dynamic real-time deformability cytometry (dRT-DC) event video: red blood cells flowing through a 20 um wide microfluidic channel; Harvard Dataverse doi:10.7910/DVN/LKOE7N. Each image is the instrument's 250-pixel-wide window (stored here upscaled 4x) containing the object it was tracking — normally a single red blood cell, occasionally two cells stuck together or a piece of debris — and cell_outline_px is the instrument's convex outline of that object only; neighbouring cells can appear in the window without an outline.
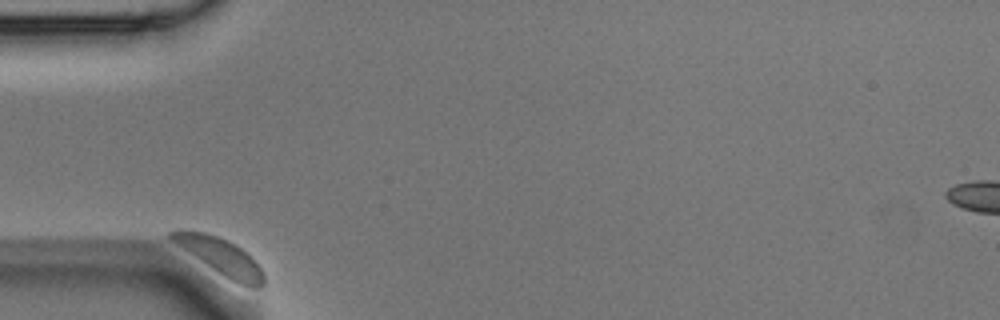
{"species": "Egyptian fruit bat (a non-hibernating species)", "species_latin": "Rousettus aegyptiacus", "temperature_condition": "room temperature", "stored_images_in_passage": 4, "camera_frame_rate_fps": 3000, "um_per_image_px": 0.085, "animal": {"sex": "male"}, "frame": {"image": 1, "passage_image": 1, "time_ms": 0.0, "image_size_px": [1000, 320], "cell_outline_px": [[264, 284], [260, 288], [248, 288], [224, 276], [168, 240], [168, 232], [176, 228], [180, 228], [208, 232], [228, 240], [236, 244], [260, 268], [264, 276]], "centroid_in_image_um": [18.64, 21.75], "position_along_channel_um": 66.4, "area_um2": 19.77}}
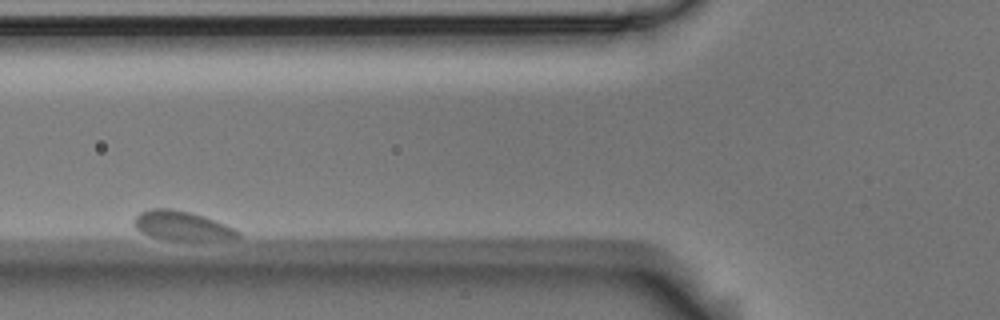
{"frame": {"image": 2, "passage_image": 3, "time_ms": 0.667, "image_size_px": [1000, 320], "cell_outline_px": [[240, 236], [200, 240], [176, 240], [152, 236], [140, 232], [132, 224], [132, 220], [140, 212], [148, 208], [172, 208], [192, 212], [216, 220], [240, 232]], "centroid_in_image_um": [15.36, 19.14], "position_along_channel_um": 110.4, "area_um2": 17.46}}